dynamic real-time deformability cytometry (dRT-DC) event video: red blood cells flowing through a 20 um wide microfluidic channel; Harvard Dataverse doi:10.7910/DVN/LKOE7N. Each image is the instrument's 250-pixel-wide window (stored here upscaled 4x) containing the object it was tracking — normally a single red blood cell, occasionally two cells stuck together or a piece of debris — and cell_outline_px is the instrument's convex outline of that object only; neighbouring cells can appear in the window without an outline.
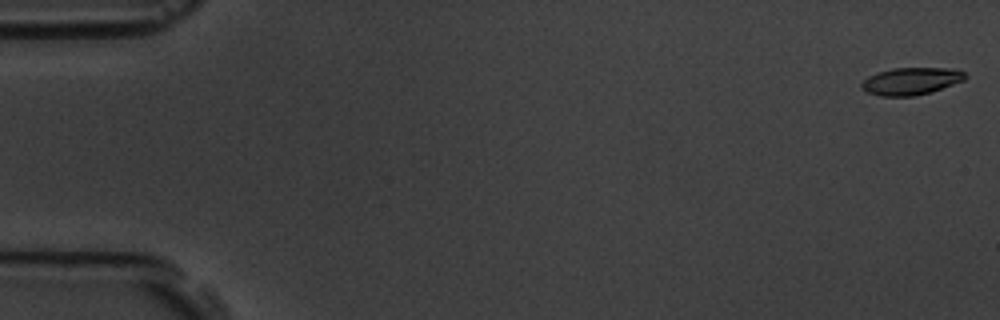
{"species": "common noctule bat (a hibernating species)", "species_latin": "Nyctalus noctula", "temperature_condition": "room temperature", "stored_images_in_passage": 58, "camera_frame_rate_fps": 3000, "um_per_image_px": 0.085, "animal": {"sex": "male", "body_mass_g": 19.5, "forearm_length_mm": 54.6}, "frame": {"image": 1, "passage_image": 1, "time_ms": 0.0, "image_size_px": [1000, 320], "cell_outline_px": [[968, 76], [964, 80], [916, 96], [880, 96], [864, 92], [860, 88], [860, 84], [868, 76], [892, 68], [956, 68], [964, 72]], "centroid_in_image_um": [77.41, 6.89], "position_along_channel_um": 7.6, "area_um2": 16.47}}
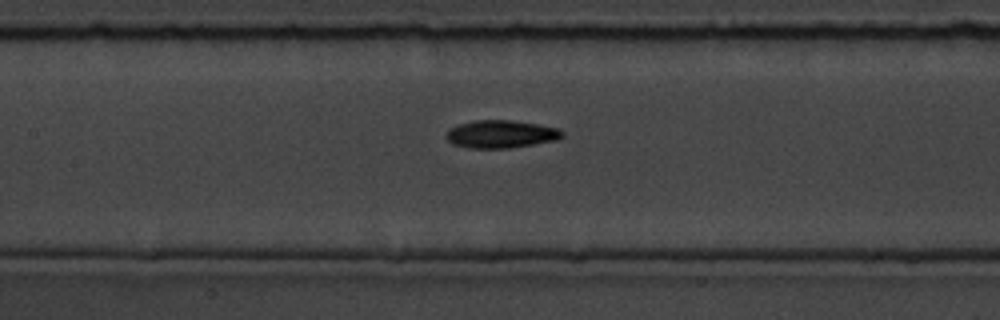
{"frame": {"image": 2, "passage_image": 27, "time_ms": 8.667, "image_size_px": [1000, 320], "cell_outline_px": [[564, 136], [556, 140], [508, 148], [468, 148], [452, 144], [448, 140], [448, 128], [456, 124], [472, 120], [512, 120], [560, 128], [564, 132]], "centroid_in_image_um": [42.57, 11.39], "position_along_channel_um": 164.8, "area_um2": 18.84}}
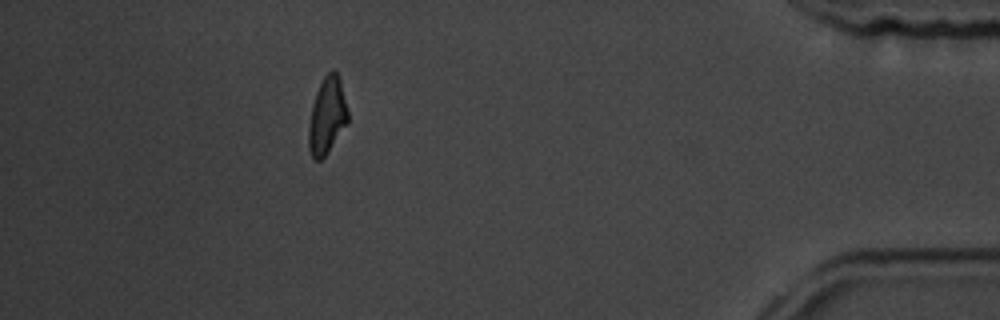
{"frame": {"image": 3, "passage_image": 52, "time_ms": 17.0, "image_size_px": [1000, 320], "cell_outline_px": [[348, 124], [324, 156], [320, 160], [312, 160], [308, 148], [308, 128], [312, 104], [316, 92], [324, 76], [332, 68], [340, 76], [348, 112]], "centroid_in_image_um": [27.8, 9.83], "position_along_channel_um": 407.4, "area_um2": 17.74}}